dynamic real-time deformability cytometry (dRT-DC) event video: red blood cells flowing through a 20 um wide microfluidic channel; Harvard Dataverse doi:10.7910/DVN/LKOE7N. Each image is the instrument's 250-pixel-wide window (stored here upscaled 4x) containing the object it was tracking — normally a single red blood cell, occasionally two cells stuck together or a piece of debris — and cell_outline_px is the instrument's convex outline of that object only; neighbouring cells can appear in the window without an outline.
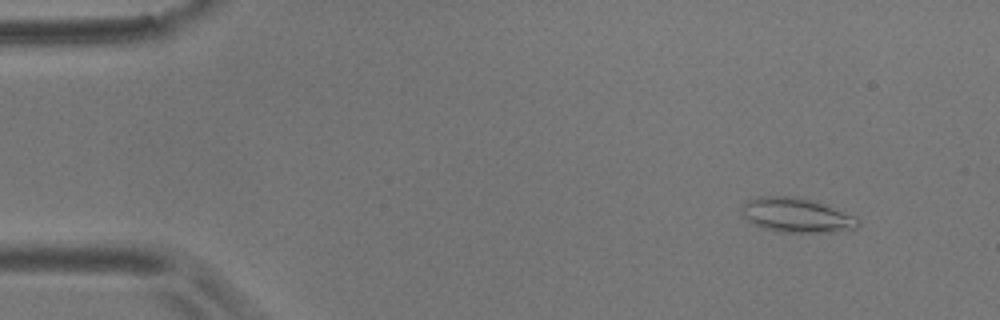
{"species": "common noctule bat (a hibernating species)", "species_latin": "Nyctalus noctula", "temperature_condition": "room temperature", "stored_images_in_passage": 57, "camera_frame_rate_fps": 3000, "um_per_image_px": 0.085, "animal": {"sex": "male", "body_mass_g": 17.9}, "frame": {"image": 1, "passage_image": 6, "time_ms": 1.667, "image_size_px": [1000, 320], "cell_outline_px": [[860, 224], [856, 228], [836, 232], [780, 232], [764, 228], [752, 224], [740, 212], [740, 208], [748, 200], [760, 196], [796, 196], [816, 200], [856, 216], [860, 220]], "centroid_in_image_um": [67.74, 18.28], "position_along_channel_um": 17.3, "area_um2": 23.76}}
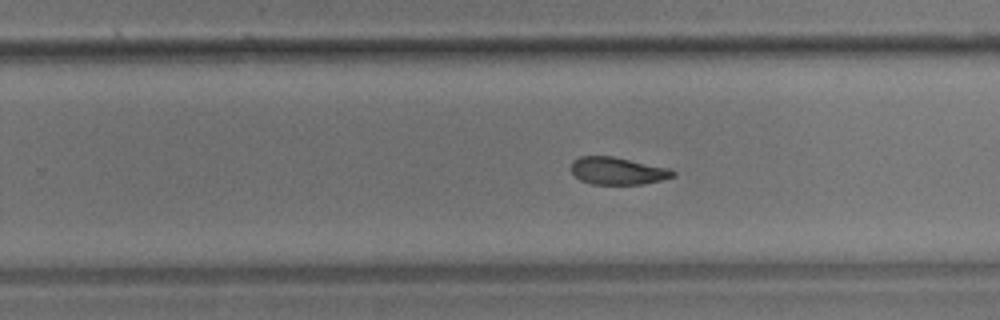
{"frame": {"image": 2, "passage_image": 36, "time_ms": 11.667, "image_size_px": [1000, 320], "cell_outline_px": [[676, 176], [644, 184], [592, 184], [580, 180], [572, 172], [572, 160], [580, 156], [612, 156], [668, 168], [676, 172]], "centroid_in_image_um": [52.49, 14.52], "position_along_channel_um": 277.3, "area_um2": 16.13}}
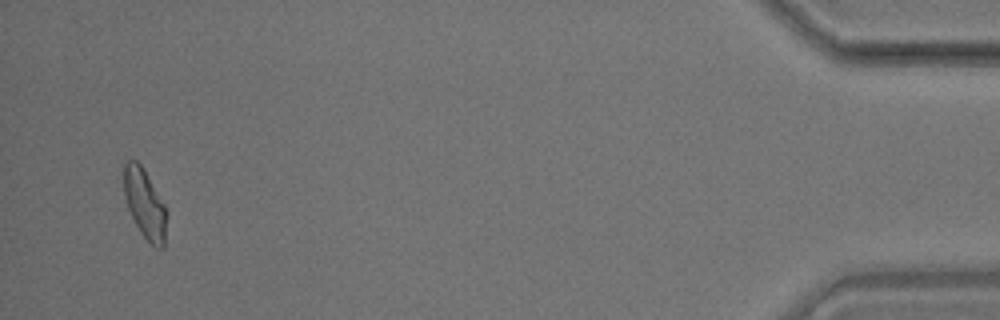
{"frame": {"image": 3, "passage_image": 55, "time_ms": 18.0, "image_size_px": [1000, 320], "cell_outline_px": [[168, 212], [164, 248], [156, 248], [140, 232], [128, 208], [124, 192], [124, 164], [128, 160], [136, 160], [140, 164], [164, 204]], "centroid_in_image_um": [12.33, 17.36], "position_along_channel_um": 422.9, "area_um2": 17.05}, "authors_computed_cell_mechanics": {"area_um2": 17.5712, "velocity_mm_per_s": 3.5623, "shape_relaxation_time_tau1_ms": null, "shape_relaxation_time_tau2_ms": 7.9829, "deformation_change_tau1": null, "deformation_change_tau2": 0.1265}}